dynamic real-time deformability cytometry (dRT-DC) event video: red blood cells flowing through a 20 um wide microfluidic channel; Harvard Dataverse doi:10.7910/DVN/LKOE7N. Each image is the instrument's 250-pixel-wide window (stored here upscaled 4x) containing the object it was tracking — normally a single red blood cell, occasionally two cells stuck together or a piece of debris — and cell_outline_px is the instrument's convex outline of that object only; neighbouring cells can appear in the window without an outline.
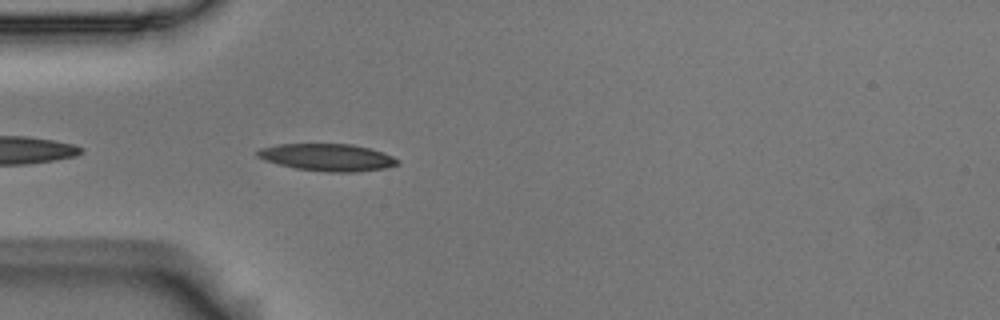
{"species": "Egyptian fruit bat (a non-hibernating species)", "species_latin": "Rousettus aegyptiacus", "temperature_condition": "room temperature", "stored_images_in_passage": 9, "camera_frame_rate_fps": 3000, "um_per_image_px": 0.085, "animal": {"sex": "male"}, "frame": {"image": 1, "passage_image": 2, "time_ms": 0.333, "image_size_px": [1000, 320], "cell_outline_px": [[400, 164], [384, 168], [352, 172], [328, 172], [296, 168], [264, 160], [256, 156], [256, 152], [260, 148], [280, 144], [352, 144], [384, 152], [400, 160]], "centroid_in_image_um": [27.84, 13.37], "position_along_channel_um": 57.2, "area_um2": 22.08}}
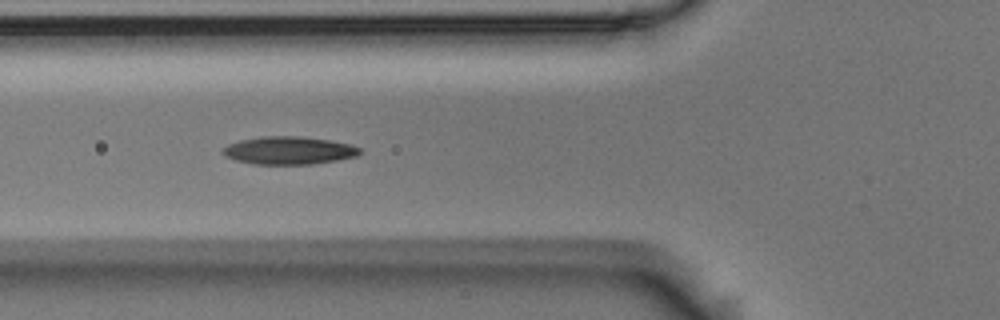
{"frame": {"image": 2, "passage_image": 6, "time_ms": 1.667, "image_size_px": [1000, 320], "cell_outline_px": [[360, 152], [356, 156], [336, 160], [312, 164], [252, 164], [236, 160], [224, 156], [220, 152], [228, 144], [240, 140], [260, 136], [300, 136], [328, 140], [352, 144], [360, 148]], "centroid_in_image_um": [24.52, 12.78], "position_along_channel_um": 101.3, "area_um2": 22.25}}